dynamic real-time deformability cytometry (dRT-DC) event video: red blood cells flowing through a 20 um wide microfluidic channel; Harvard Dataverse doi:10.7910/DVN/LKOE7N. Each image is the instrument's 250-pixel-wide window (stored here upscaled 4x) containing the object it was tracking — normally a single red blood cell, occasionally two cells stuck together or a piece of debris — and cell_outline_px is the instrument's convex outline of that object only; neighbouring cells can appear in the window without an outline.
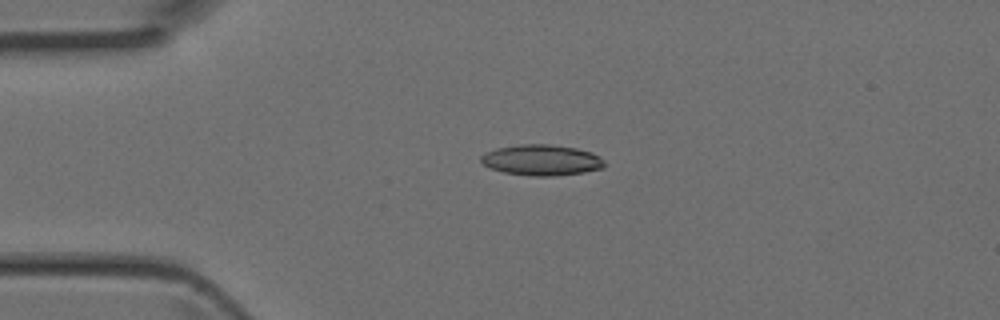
{"species": "Egyptian fruit bat (a non-hibernating species)", "species_latin": "Rousettus aegyptiacus", "temperature_condition": "room temperature", "stored_images_in_passage": 4, "camera_frame_rate_fps": 3000, "um_per_image_px": 0.085, "animal": {"sex": "female"}, "frame": {"image": 1, "passage_image": 4, "time_ms": 1.0, "image_size_px": [1000, 320], "cell_outline_px": [[604, 168], [584, 172], [552, 176], [532, 176], [504, 172], [492, 168], [484, 164], [480, 160], [480, 156], [484, 152], [496, 148], [520, 144], [548, 144], [576, 148], [592, 152], [600, 156], [604, 160]], "centroid_in_image_um": [46.04, 13.6], "position_along_channel_um": 39.0, "area_um2": 22.2}}